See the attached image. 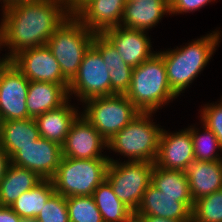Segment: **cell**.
Returning a JSON list of instances; mask_svg holds the SVG:
<instances>
[{"mask_svg": "<svg viewBox=\"0 0 222 222\" xmlns=\"http://www.w3.org/2000/svg\"><path fill=\"white\" fill-rule=\"evenodd\" d=\"M69 16L64 0H38L8 6L1 12V18L9 60L23 50L45 46Z\"/></svg>", "mask_w": 222, "mask_h": 222, "instance_id": "6da1fadb", "label": "cell"}, {"mask_svg": "<svg viewBox=\"0 0 222 222\" xmlns=\"http://www.w3.org/2000/svg\"><path fill=\"white\" fill-rule=\"evenodd\" d=\"M221 33V30L216 29L180 48L177 46L158 51L166 66L169 86L177 96L184 93L208 65L216 47H219Z\"/></svg>", "mask_w": 222, "mask_h": 222, "instance_id": "7a4b0ae2", "label": "cell"}, {"mask_svg": "<svg viewBox=\"0 0 222 222\" xmlns=\"http://www.w3.org/2000/svg\"><path fill=\"white\" fill-rule=\"evenodd\" d=\"M125 96L142 113H156L178 97L169 86L166 66L158 52L133 69Z\"/></svg>", "mask_w": 222, "mask_h": 222, "instance_id": "3957f363", "label": "cell"}, {"mask_svg": "<svg viewBox=\"0 0 222 222\" xmlns=\"http://www.w3.org/2000/svg\"><path fill=\"white\" fill-rule=\"evenodd\" d=\"M154 113L140 112L127 126L117 132L109 141L108 149L126 161L154 163L158 154L159 138L163 128L153 122Z\"/></svg>", "mask_w": 222, "mask_h": 222, "instance_id": "277c9868", "label": "cell"}, {"mask_svg": "<svg viewBox=\"0 0 222 222\" xmlns=\"http://www.w3.org/2000/svg\"><path fill=\"white\" fill-rule=\"evenodd\" d=\"M95 35L74 15H70L47 41V47L69 81L78 73L82 59L92 46Z\"/></svg>", "mask_w": 222, "mask_h": 222, "instance_id": "5b68a950", "label": "cell"}, {"mask_svg": "<svg viewBox=\"0 0 222 222\" xmlns=\"http://www.w3.org/2000/svg\"><path fill=\"white\" fill-rule=\"evenodd\" d=\"M109 159H74L62 157L52 183L64 197L91 196L106 179Z\"/></svg>", "mask_w": 222, "mask_h": 222, "instance_id": "8992f818", "label": "cell"}, {"mask_svg": "<svg viewBox=\"0 0 222 222\" xmlns=\"http://www.w3.org/2000/svg\"><path fill=\"white\" fill-rule=\"evenodd\" d=\"M82 106L80 113L107 142L140 113L125 94L90 98Z\"/></svg>", "mask_w": 222, "mask_h": 222, "instance_id": "52a82bcc", "label": "cell"}, {"mask_svg": "<svg viewBox=\"0 0 222 222\" xmlns=\"http://www.w3.org/2000/svg\"><path fill=\"white\" fill-rule=\"evenodd\" d=\"M106 180L118 199L135 212L145 190L151 184L154 163L118 161L109 157Z\"/></svg>", "mask_w": 222, "mask_h": 222, "instance_id": "ba28073f", "label": "cell"}, {"mask_svg": "<svg viewBox=\"0 0 222 222\" xmlns=\"http://www.w3.org/2000/svg\"><path fill=\"white\" fill-rule=\"evenodd\" d=\"M68 95L79 102L111 95V80L101 54L91 46L85 53L78 73L69 82ZM79 98V99H78Z\"/></svg>", "mask_w": 222, "mask_h": 222, "instance_id": "9c48e42d", "label": "cell"}, {"mask_svg": "<svg viewBox=\"0 0 222 222\" xmlns=\"http://www.w3.org/2000/svg\"><path fill=\"white\" fill-rule=\"evenodd\" d=\"M29 82L11 61L0 64L1 121L31 118L27 110Z\"/></svg>", "mask_w": 222, "mask_h": 222, "instance_id": "30bf717a", "label": "cell"}, {"mask_svg": "<svg viewBox=\"0 0 222 222\" xmlns=\"http://www.w3.org/2000/svg\"><path fill=\"white\" fill-rule=\"evenodd\" d=\"M10 61L29 81L57 83L68 90L70 81L47 45L23 50Z\"/></svg>", "mask_w": 222, "mask_h": 222, "instance_id": "8fae6325", "label": "cell"}, {"mask_svg": "<svg viewBox=\"0 0 222 222\" xmlns=\"http://www.w3.org/2000/svg\"><path fill=\"white\" fill-rule=\"evenodd\" d=\"M107 140L80 113L72 122L62 145V156L74 159H108L102 152L108 148Z\"/></svg>", "mask_w": 222, "mask_h": 222, "instance_id": "7c38bea8", "label": "cell"}, {"mask_svg": "<svg viewBox=\"0 0 222 222\" xmlns=\"http://www.w3.org/2000/svg\"><path fill=\"white\" fill-rule=\"evenodd\" d=\"M62 146L45 138L21 146L11 158V163L34 171L43 180H51L62 159Z\"/></svg>", "mask_w": 222, "mask_h": 222, "instance_id": "4fadbf2b", "label": "cell"}, {"mask_svg": "<svg viewBox=\"0 0 222 222\" xmlns=\"http://www.w3.org/2000/svg\"><path fill=\"white\" fill-rule=\"evenodd\" d=\"M194 159L190 126L174 133L162 129L158 154L154 162L156 166L167 170L184 171L187 164Z\"/></svg>", "mask_w": 222, "mask_h": 222, "instance_id": "5bb4252c", "label": "cell"}, {"mask_svg": "<svg viewBox=\"0 0 222 222\" xmlns=\"http://www.w3.org/2000/svg\"><path fill=\"white\" fill-rule=\"evenodd\" d=\"M147 33L118 26L106 30L102 35L116 48L122 60L135 68L156 53L151 50L152 42Z\"/></svg>", "mask_w": 222, "mask_h": 222, "instance_id": "9a60e30c", "label": "cell"}, {"mask_svg": "<svg viewBox=\"0 0 222 222\" xmlns=\"http://www.w3.org/2000/svg\"><path fill=\"white\" fill-rule=\"evenodd\" d=\"M126 0H90L74 16L95 34L120 26Z\"/></svg>", "mask_w": 222, "mask_h": 222, "instance_id": "2e32d148", "label": "cell"}, {"mask_svg": "<svg viewBox=\"0 0 222 222\" xmlns=\"http://www.w3.org/2000/svg\"><path fill=\"white\" fill-rule=\"evenodd\" d=\"M191 209L179 201V196L161 193L152 184L145 190L134 216H156L165 219L191 221Z\"/></svg>", "mask_w": 222, "mask_h": 222, "instance_id": "e0dca14e", "label": "cell"}, {"mask_svg": "<svg viewBox=\"0 0 222 222\" xmlns=\"http://www.w3.org/2000/svg\"><path fill=\"white\" fill-rule=\"evenodd\" d=\"M169 2L170 0L126 2L120 26L148 32L152 27H156L165 15H170Z\"/></svg>", "mask_w": 222, "mask_h": 222, "instance_id": "ac0fdd59", "label": "cell"}, {"mask_svg": "<svg viewBox=\"0 0 222 222\" xmlns=\"http://www.w3.org/2000/svg\"><path fill=\"white\" fill-rule=\"evenodd\" d=\"M193 201L222 189V160H192L184 170Z\"/></svg>", "mask_w": 222, "mask_h": 222, "instance_id": "d6986e66", "label": "cell"}, {"mask_svg": "<svg viewBox=\"0 0 222 222\" xmlns=\"http://www.w3.org/2000/svg\"><path fill=\"white\" fill-rule=\"evenodd\" d=\"M67 100L62 106L49 110L34 118L40 137L56 142L61 146L66 140L72 122L80 114V110Z\"/></svg>", "mask_w": 222, "mask_h": 222, "instance_id": "ffe728a7", "label": "cell"}, {"mask_svg": "<svg viewBox=\"0 0 222 222\" xmlns=\"http://www.w3.org/2000/svg\"><path fill=\"white\" fill-rule=\"evenodd\" d=\"M68 99V90L61 84L30 81L27 92L28 115L35 118L62 106Z\"/></svg>", "mask_w": 222, "mask_h": 222, "instance_id": "44dd1931", "label": "cell"}, {"mask_svg": "<svg viewBox=\"0 0 222 222\" xmlns=\"http://www.w3.org/2000/svg\"><path fill=\"white\" fill-rule=\"evenodd\" d=\"M40 138L34 118L1 121L0 145L11 158L21 146H27Z\"/></svg>", "mask_w": 222, "mask_h": 222, "instance_id": "7402d4cb", "label": "cell"}, {"mask_svg": "<svg viewBox=\"0 0 222 222\" xmlns=\"http://www.w3.org/2000/svg\"><path fill=\"white\" fill-rule=\"evenodd\" d=\"M42 180L34 171L10 163L0 181V206L11 207L22 193L34 188Z\"/></svg>", "mask_w": 222, "mask_h": 222, "instance_id": "603a6c76", "label": "cell"}, {"mask_svg": "<svg viewBox=\"0 0 222 222\" xmlns=\"http://www.w3.org/2000/svg\"><path fill=\"white\" fill-rule=\"evenodd\" d=\"M151 184L165 195L179 196L180 202H184L191 210L193 209L194 201L192 200L189 181L184 171L167 170L154 164Z\"/></svg>", "mask_w": 222, "mask_h": 222, "instance_id": "cb8c5ba5", "label": "cell"}, {"mask_svg": "<svg viewBox=\"0 0 222 222\" xmlns=\"http://www.w3.org/2000/svg\"><path fill=\"white\" fill-rule=\"evenodd\" d=\"M92 196L103 222H128L134 216V212L118 199L106 179L94 190Z\"/></svg>", "mask_w": 222, "mask_h": 222, "instance_id": "d4e9b609", "label": "cell"}, {"mask_svg": "<svg viewBox=\"0 0 222 222\" xmlns=\"http://www.w3.org/2000/svg\"><path fill=\"white\" fill-rule=\"evenodd\" d=\"M54 192L52 180H42L34 188L22 193L10 208L23 220H35Z\"/></svg>", "mask_w": 222, "mask_h": 222, "instance_id": "484cf974", "label": "cell"}, {"mask_svg": "<svg viewBox=\"0 0 222 222\" xmlns=\"http://www.w3.org/2000/svg\"><path fill=\"white\" fill-rule=\"evenodd\" d=\"M190 126V133L193 142L194 158L199 161H218L222 160V146L215 134L205 125L198 127ZM220 151V153L218 152Z\"/></svg>", "mask_w": 222, "mask_h": 222, "instance_id": "4316f807", "label": "cell"}, {"mask_svg": "<svg viewBox=\"0 0 222 222\" xmlns=\"http://www.w3.org/2000/svg\"><path fill=\"white\" fill-rule=\"evenodd\" d=\"M191 222H222V189L194 201Z\"/></svg>", "mask_w": 222, "mask_h": 222, "instance_id": "83f0119b", "label": "cell"}, {"mask_svg": "<svg viewBox=\"0 0 222 222\" xmlns=\"http://www.w3.org/2000/svg\"><path fill=\"white\" fill-rule=\"evenodd\" d=\"M70 222H103L93 196L67 197Z\"/></svg>", "mask_w": 222, "mask_h": 222, "instance_id": "f1b7e54d", "label": "cell"}, {"mask_svg": "<svg viewBox=\"0 0 222 222\" xmlns=\"http://www.w3.org/2000/svg\"><path fill=\"white\" fill-rule=\"evenodd\" d=\"M35 222H70L67 200L61 194L54 192L45 205L41 212L34 220Z\"/></svg>", "mask_w": 222, "mask_h": 222, "instance_id": "f546056e", "label": "cell"}, {"mask_svg": "<svg viewBox=\"0 0 222 222\" xmlns=\"http://www.w3.org/2000/svg\"><path fill=\"white\" fill-rule=\"evenodd\" d=\"M200 109V123L205 125L217 137L222 146V97L215 103H207Z\"/></svg>", "mask_w": 222, "mask_h": 222, "instance_id": "4dcf8cb0", "label": "cell"}, {"mask_svg": "<svg viewBox=\"0 0 222 222\" xmlns=\"http://www.w3.org/2000/svg\"><path fill=\"white\" fill-rule=\"evenodd\" d=\"M92 46L101 54L109 71L117 67H131L122 60L116 48L102 34L94 36Z\"/></svg>", "mask_w": 222, "mask_h": 222, "instance_id": "1f68e13d", "label": "cell"}, {"mask_svg": "<svg viewBox=\"0 0 222 222\" xmlns=\"http://www.w3.org/2000/svg\"><path fill=\"white\" fill-rule=\"evenodd\" d=\"M133 69V67H117L109 71L111 95L126 94L130 87Z\"/></svg>", "mask_w": 222, "mask_h": 222, "instance_id": "d6a6232c", "label": "cell"}, {"mask_svg": "<svg viewBox=\"0 0 222 222\" xmlns=\"http://www.w3.org/2000/svg\"><path fill=\"white\" fill-rule=\"evenodd\" d=\"M216 0H170V16L192 13Z\"/></svg>", "mask_w": 222, "mask_h": 222, "instance_id": "836d02e7", "label": "cell"}, {"mask_svg": "<svg viewBox=\"0 0 222 222\" xmlns=\"http://www.w3.org/2000/svg\"><path fill=\"white\" fill-rule=\"evenodd\" d=\"M10 207L0 206V222H23Z\"/></svg>", "mask_w": 222, "mask_h": 222, "instance_id": "e575fe53", "label": "cell"}, {"mask_svg": "<svg viewBox=\"0 0 222 222\" xmlns=\"http://www.w3.org/2000/svg\"><path fill=\"white\" fill-rule=\"evenodd\" d=\"M90 0H64L69 15H75Z\"/></svg>", "mask_w": 222, "mask_h": 222, "instance_id": "d590c367", "label": "cell"}, {"mask_svg": "<svg viewBox=\"0 0 222 222\" xmlns=\"http://www.w3.org/2000/svg\"><path fill=\"white\" fill-rule=\"evenodd\" d=\"M10 163L11 160L8 153L0 145V181L4 178Z\"/></svg>", "mask_w": 222, "mask_h": 222, "instance_id": "8d00e7d4", "label": "cell"}, {"mask_svg": "<svg viewBox=\"0 0 222 222\" xmlns=\"http://www.w3.org/2000/svg\"><path fill=\"white\" fill-rule=\"evenodd\" d=\"M141 222H191V221H180V220H172L165 219L156 216H136Z\"/></svg>", "mask_w": 222, "mask_h": 222, "instance_id": "74e56055", "label": "cell"}, {"mask_svg": "<svg viewBox=\"0 0 222 222\" xmlns=\"http://www.w3.org/2000/svg\"><path fill=\"white\" fill-rule=\"evenodd\" d=\"M0 21H1L0 22V51H2L1 49L5 48V46H4V23H3V19H1ZM4 55H2V57L0 56V64L10 61L9 58L7 57L6 53Z\"/></svg>", "mask_w": 222, "mask_h": 222, "instance_id": "f35d334b", "label": "cell"}, {"mask_svg": "<svg viewBox=\"0 0 222 222\" xmlns=\"http://www.w3.org/2000/svg\"><path fill=\"white\" fill-rule=\"evenodd\" d=\"M6 1V8L8 6L21 3V2H32V1H38V0H5Z\"/></svg>", "mask_w": 222, "mask_h": 222, "instance_id": "ab89813d", "label": "cell"}, {"mask_svg": "<svg viewBox=\"0 0 222 222\" xmlns=\"http://www.w3.org/2000/svg\"><path fill=\"white\" fill-rule=\"evenodd\" d=\"M1 2V7H2V12L6 9V1L5 0H0Z\"/></svg>", "mask_w": 222, "mask_h": 222, "instance_id": "60d3db41", "label": "cell"}, {"mask_svg": "<svg viewBox=\"0 0 222 222\" xmlns=\"http://www.w3.org/2000/svg\"><path fill=\"white\" fill-rule=\"evenodd\" d=\"M128 222H141L137 217L133 216Z\"/></svg>", "mask_w": 222, "mask_h": 222, "instance_id": "b9f144b4", "label": "cell"}, {"mask_svg": "<svg viewBox=\"0 0 222 222\" xmlns=\"http://www.w3.org/2000/svg\"><path fill=\"white\" fill-rule=\"evenodd\" d=\"M23 222H35L34 220H24Z\"/></svg>", "mask_w": 222, "mask_h": 222, "instance_id": "7bdbcfd3", "label": "cell"}]
</instances>
